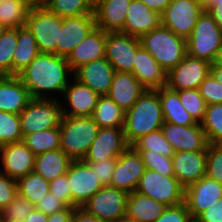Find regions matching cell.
Returning a JSON list of instances; mask_svg holds the SVG:
<instances>
[{
	"label": "cell",
	"mask_w": 222,
	"mask_h": 222,
	"mask_svg": "<svg viewBox=\"0 0 222 222\" xmlns=\"http://www.w3.org/2000/svg\"><path fill=\"white\" fill-rule=\"evenodd\" d=\"M69 75L73 77L74 72L66 57L39 53L17 76L28 89L31 98L55 99L54 95L48 96V94L59 92V95H63L65 88L71 82L68 80Z\"/></svg>",
	"instance_id": "obj_1"
},
{
	"label": "cell",
	"mask_w": 222,
	"mask_h": 222,
	"mask_svg": "<svg viewBox=\"0 0 222 222\" xmlns=\"http://www.w3.org/2000/svg\"><path fill=\"white\" fill-rule=\"evenodd\" d=\"M164 116L157 90H145L137 102L125 112L124 136L131 146L140 137L161 129Z\"/></svg>",
	"instance_id": "obj_2"
},
{
	"label": "cell",
	"mask_w": 222,
	"mask_h": 222,
	"mask_svg": "<svg viewBox=\"0 0 222 222\" xmlns=\"http://www.w3.org/2000/svg\"><path fill=\"white\" fill-rule=\"evenodd\" d=\"M99 126L92 116H63L59 125L60 149L72 160H84Z\"/></svg>",
	"instance_id": "obj_3"
},
{
	"label": "cell",
	"mask_w": 222,
	"mask_h": 222,
	"mask_svg": "<svg viewBox=\"0 0 222 222\" xmlns=\"http://www.w3.org/2000/svg\"><path fill=\"white\" fill-rule=\"evenodd\" d=\"M141 46L168 72L187 55V40L162 25L140 38Z\"/></svg>",
	"instance_id": "obj_4"
},
{
	"label": "cell",
	"mask_w": 222,
	"mask_h": 222,
	"mask_svg": "<svg viewBox=\"0 0 222 222\" xmlns=\"http://www.w3.org/2000/svg\"><path fill=\"white\" fill-rule=\"evenodd\" d=\"M222 45V28L204 10L187 39V54L214 63Z\"/></svg>",
	"instance_id": "obj_5"
},
{
	"label": "cell",
	"mask_w": 222,
	"mask_h": 222,
	"mask_svg": "<svg viewBox=\"0 0 222 222\" xmlns=\"http://www.w3.org/2000/svg\"><path fill=\"white\" fill-rule=\"evenodd\" d=\"M23 138L36 131L59 127L63 113L59 99H31L20 112Z\"/></svg>",
	"instance_id": "obj_6"
},
{
	"label": "cell",
	"mask_w": 222,
	"mask_h": 222,
	"mask_svg": "<svg viewBox=\"0 0 222 222\" xmlns=\"http://www.w3.org/2000/svg\"><path fill=\"white\" fill-rule=\"evenodd\" d=\"M36 39L40 53L55 54L59 42L62 18L45 6L31 8L25 25Z\"/></svg>",
	"instance_id": "obj_7"
},
{
	"label": "cell",
	"mask_w": 222,
	"mask_h": 222,
	"mask_svg": "<svg viewBox=\"0 0 222 222\" xmlns=\"http://www.w3.org/2000/svg\"><path fill=\"white\" fill-rule=\"evenodd\" d=\"M135 191L166 206H175L184 202V188L175 177H167L147 168L139 179Z\"/></svg>",
	"instance_id": "obj_8"
},
{
	"label": "cell",
	"mask_w": 222,
	"mask_h": 222,
	"mask_svg": "<svg viewBox=\"0 0 222 222\" xmlns=\"http://www.w3.org/2000/svg\"><path fill=\"white\" fill-rule=\"evenodd\" d=\"M204 10L196 0H172L161 14L162 26L187 40Z\"/></svg>",
	"instance_id": "obj_9"
},
{
	"label": "cell",
	"mask_w": 222,
	"mask_h": 222,
	"mask_svg": "<svg viewBox=\"0 0 222 222\" xmlns=\"http://www.w3.org/2000/svg\"><path fill=\"white\" fill-rule=\"evenodd\" d=\"M128 195L115 187L103 186L82 208L104 222H114L126 216Z\"/></svg>",
	"instance_id": "obj_10"
},
{
	"label": "cell",
	"mask_w": 222,
	"mask_h": 222,
	"mask_svg": "<svg viewBox=\"0 0 222 222\" xmlns=\"http://www.w3.org/2000/svg\"><path fill=\"white\" fill-rule=\"evenodd\" d=\"M211 63L188 54L176 67L167 72L166 87L173 91L199 89L210 74Z\"/></svg>",
	"instance_id": "obj_11"
},
{
	"label": "cell",
	"mask_w": 222,
	"mask_h": 222,
	"mask_svg": "<svg viewBox=\"0 0 222 222\" xmlns=\"http://www.w3.org/2000/svg\"><path fill=\"white\" fill-rule=\"evenodd\" d=\"M66 174L70 184L71 203L76 208H82L103 187L95 171L83 160L72 161Z\"/></svg>",
	"instance_id": "obj_12"
},
{
	"label": "cell",
	"mask_w": 222,
	"mask_h": 222,
	"mask_svg": "<svg viewBox=\"0 0 222 222\" xmlns=\"http://www.w3.org/2000/svg\"><path fill=\"white\" fill-rule=\"evenodd\" d=\"M140 46L137 37L121 32H106L105 58L115 71L132 73L135 53Z\"/></svg>",
	"instance_id": "obj_13"
},
{
	"label": "cell",
	"mask_w": 222,
	"mask_h": 222,
	"mask_svg": "<svg viewBox=\"0 0 222 222\" xmlns=\"http://www.w3.org/2000/svg\"><path fill=\"white\" fill-rule=\"evenodd\" d=\"M144 170L145 166L140 153L129 146L117 158L110 186L130 194L136 190Z\"/></svg>",
	"instance_id": "obj_14"
},
{
	"label": "cell",
	"mask_w": 222,
	"mask_h": 222,
	"mask_svg": "<svg viewBox=\"0 0 222 222\" xmlns=\"http://www.w3.org/2000/svg\"><path fill=\"white\" fill-rule=\"evenodd\" d=\"M220 198L222 183L206 176L184 189V203L193 221Z\"/></svg>",
	"instance_id": "obj_15"
},
{
	"label": "cell",
	"mask_w": 222,
	"mask_h": 222,
	"mask_svg": "<svg viewBox=\"0 0 222 222\" xmlns=\"http://www.w3.org/2000/svg\"><path fill=\"white\" fill-rule=\"evenodd\" d=\"M95 27V13L62 18L59 42L56 44V55L67 57Z\"/></svg>",
	"instance_id": "obj_16"
},
{
	"label": "cell",
	"mask_w": 222,
	"mask_h": 222,
	"mask_svg": "<svg viewBox=\"0 0 222 222\" xmlns=\"http://www.w3.org/2000/svg\"><path fill=\"white\" fill-rule=\"evenodd\" d=\"M35 158L23 141L0 146L1 172L15 180L34 171Z\"/></svg>",
	"instance_id": "obj_17"
},
{
	"label": "cell",
	"mask_w": 222,
	"mask_h": 222,
	"mask_svg": "<svg viewBox=\"0 0 222 222\" xmlns=\"http://www.w3.org/2000/svg\"><path fill=\"white\" fill-rule=\"evenodd\" d=\"M171 159L174 177L184 189L206 175L207 150L175 152Z\"/></svg>",
	"instance_id": "obj_18"
},
{
	"label": "cell",
	"mask_w": 222,
	"mask_h": 222,
	"mask_svg": "<svg viewBox=\"0 0 222 222\" xmlns=\"http://www.w3.org/2000/svg\"><path fill=\"white\" fill-rule=\"evenodd\" d=\"M71 82L67 85L64 90L63 97L68 107L62 104L63 116L71 117H83L92 116L94 113L95 106L97 104L98 98L100 97L96 92H94L87 85L82 84L74 76ZM71 84V85H70ZM69 108V109H67Z\"/></svg>",
	"instance_id": "obj_19"
},
{
	"label": "cell",
	"mask_w": 222,
	"mask_h": 222,
	"mask_svg": "<svg viewBox=\"0 0 222 222\" xmlns=\"http://www.w3.org/2000/svg\"><path fill=\"white\" fill-rule=\"evenodd\" d=\"M129 145L126 143L124 128H99L83 161H100L118 158Z\"/></svg>",
	"instance_id": "obj_20"
},
{
	"label": "cell",
	"mask_w": 222,
	"mask_h": 222,
	"mask_svg": "<svg viewBox=\"0 0 222 222\" xmlns=\"http://www.w3.org/2000/svg\"><path fill=\"white\" fill-rule=\"evenodd\" d=\"M161 130L175 152L200 151L208 148V142L200 123L180 126L164 122Z\"/></svg>",
	"instance_id": "obj_21"
},
{
	"label": "cell",
	"mask_w": 222,
	"mask_h": 222,
	"mask_svg": "<svg viewBox=\"0 0 222 222\" xmlns=\"http://www.w3.org/2000/svg\"><path fill=\"white\" fill-rule=\"evenodd\" d=\"M114 74V68L104 57L82 65L74 72V77L99 96H107Z\"/></svg>",
	"instance_id": "obj_22"
},
{
	"label": "cell",
	"mask_w": 222,
	"mask_h": 222,
	"mask_svg": "<svg viewBox=\"0 0 222 222\" xmlns=\"http://www.w3.org/2000/svg\"><path fill=\"white\" fill-rule=\"evenodd\" d=\"M161 14L149 9L142 1L132 0L121 33L140 38L160 27Z\"/></svg>",
	"instance_id": "obj_23"
},
{
	"label": "cell",
	"mask_w": 222,
	"mask_h": 222,
	"mask_svg": "<svg viewBox=\"0 0 222 222\" xmlns=\"http://www.w3.org/2000/svg\"><path fill=\"white\" fill-rule=\"evenodd\" d=\"M106 32L95 27L66 57L73 72L82 65L105 57Z\"/></svg>",
	"instance_id": "obj_24"
},
{
	"label": "cell",
	"mask_w": 222,
	"mask_h": 222,
	"mask_svg": "<svg viewBox=\"0 0 222 222\" xmlns=\"http://www.w3.org/2000/svg\"><path fill=\"white\" fill-rule=\"evenodd\" d=\"M132 74L146 90L166 87L167 72L142 46L136 50Z\"/></svg>",
	"instance_id": "obj_25"
},
{
	"label": "cell",
	"mask_w": 222,
	"mask_h": 222,
	"mask_svg": "<svg viewBox=\"0 0 222 222\" xmlns=\"http://www.w3.org/2000/svg\"><path fill=\"white\" fill-rule=\"evenodd\" d=\"M145 90L131 72L115 71L107 96L126 112L137 102Z\"/></svg>",
	"instance_id": "obj_26"
},
{
	"label": "cell",
	"mask_w": 222,
	"mask_h": 222,
	"mask_svg": "<svg viewBox=\"0 0 222 222\" xmlns=\"http://www.w3.org/2000/svg\"><path fill=\"white\" fill-rule=\"evenodd\" d=\"M31 99L18 76H0V111L19 115Z\"/></svg>",
	"instance_id": "obj_27"
},
{
	"label": "cell",
	"mask_w": 222,
	"mask_h": 222,
	"mask_svg": "<svg viewBox=\"0 0 222 222\" xmlns=\"http://www.w3.org/2000/svg\"><path fill=\"white\" fill-rule=\"evenodd\" d=\"M132 0H105L94 9L96 27L105 32H121Z\"/></svg>",
	"instance_id": "obj_28"
},
{
	"label": "cell",
	"mask_w": 222,
	"mask_h": 222,
	"mask_svg": "<svg viewBox=\"0 0 222 222\" xmlns=\"http://www.w3.org/2000/svg\"><path fill=\"white\" fill-rule=\"evenodd\" d=\"M167 207L164 203L134 191L128 195L126 216L136 222H154Z\"/></svg>",
	"instance_id": "obj_29"
},
{
	"label": "cell",
	"mask_w": 222,
	"mask_h": 222,
	"mask_svg": "<svg viewBox=\"0 0 222 222\" xmlns=\"http://www.w3.org/2000/svg\"><path fill=\"white\" fill-rule=\"evenodd\" d=\"M164 122H169L180 126H190L198 124L193 117L183 107L179 95L176 91L167 87L158 89Z\"/></svg>",
	"instance_id": "obj_30"
},
{
	"label": "cell",
	"mask_w": 222,
	"mask_h": 222,
	"mask_svg": "<svg viewBox=\"0 0 222 222\" xmlns=\"http://www.w3.org/2000/svg\"><path fill=\"white\" fill-rule=\"evenodd\" d=\"M72 160L59 148L36 155L34 172L51 182L66 174Z\"/></svg>",
	"instance_id": "obj_31"
},
{
	"label": "cell",
	"mask_w": 222,
	"mask_h": 222,
	"mask_svg": "<svg viewBox=\"0 0 222 222\" xmlns=\"http://www.w3.org/2000/svg\"><path fill=\"white\" fill-rule=\"evenodd\" d=\"M36 39L26 26L17 28V46L13 55V76H17L39 54Z\"/></svg>",
	"instance_id": "obj_32"
},
{
	"label": "cell",
	"mask_w": 222,
	"mask_h": 222,
	"mask_svg": "<svg viewBox=\"0 0 222 222\" xmlns=\"http://www.w3.org/2000/svg\"><path fill=\"white\" fill-rule=\"evenodd\" d=\"M92 118L100 128H124L125 111L108 96H100Z\"/></svg>",
	"instance_id": "obj_33"
},
{
	"label": "cell",
	"mask_w": 222,
	"mask_h": 222,
	"mask_svg": "<svg viewBox=\"0 0 222 222\" xmlns=\"http://www.w3.org/2000/svg\"><path fill=\"white\" fill-rule=\"evenodd\" d=\"M18 194L35 205L45 194L50 192V182L34 171L17 180Z\"/></svg>",
	"instance_id": "obj_34"
},
{
	"label": "cell",
	"mask_w": 222,
	"mask_h": 222,
	"mask_svg": "<svg viewBox=\"0 0 222 222\" xmlns=\"http://www.w3.org/2000/svg\"><path fill=\"white\" fill-rule=\"evenodd\" d=\"M26 146L35 154L39 155L47 151H53L60 148V130L59 127L47 130L36 131L23 138Z\"/></svg>",
	"instance_id": "obj_35"
},
{
	"label": "cell",
	"mask_w": 222,
	"mask_h": 222,
	"mask_svg": "<svg viewBox=\"0 0 222 222\" xmlns=\"http://www.w3.org/2000/svg\"><path fill=\"white\" fill-rule=\"evenodd\" d=\"M30 7L20 0H3L0 4V22L8 28L26 25Z\"/></svg>",
	"instance_id": "obj_36"
},
{
	"label": "cell",
	"mask_w": 222,
	"mask_h": 222,
	"mask_svg": "<svg viewBox=\"0 0 222 222\" xmlns=\"http://www.w3.org/2000/svg\"><path fill=\"white\" fill-rule=\"evenodd\" d=\"M200 124L208 144H222V103L208 104Z\"/></svg>",
	"instance_id": "obj_37"
},
{
	"label": "cell",
	"mask_w": 222,
	"mask_h": 222,
	"mask_svg": "<svg viewBox=\"0 0 222 222\" xmlns=\"http://www.w3.org/2000/svg\"><path fill=\"white\" fill-rule=\"evenodd\" d=\"M131 146L136 151H150V154H160L166 157H172L175 154L174 148L165 139L161 129L140 137Z\"/></svg>",
	"instance_id": "obj_38"
},
{
	"label": "cell",
	"mask_w": 222,
	"mask_h": 222,
	"mask_svg": "<svg viewBox=\"0 0 222 222\" xmlns=\"http://www.w3.org/2000/svg\"><path fill=\"white\" fill-rule=\"evenodd\" d=\"M44 6L61 18L94 14L87 0H46Z\"/></svg>",
	"instance_id": "obj_39"
},
{
	"label": "cell",
	"mask_w": 222,
	"mask_h": 222,
	"mask_svg": "<svg viewBox=\"0 0 222 222\" xmlns=\"http://www.w3.org/2000/svg\"><path fill=\"white\" fill-rule=\"evenodd\" d=\"M17 46V28H8L0 38V76H13V55Z\"/></svg>",
	"instance_id": "obj_40"
},
{
	"label": "cell",
	"mask_w": 222,
	"mask_h": 222,
	"mask_svg": "<svg viewBox=\"0 0 222 222\" xmlns=\"http://www.w3.org/2000/svg\"><path fill=\"white\" fill-rule=\"evenodd\" d=\"M20 141L23 136L19 115L0 111V146Z\"/></svg>",
	"instance_id": "obj_41"
},
{
	"label": "cell",
	"mask_w": 222,
	"mask_h": 222,
	"mask_svg": "<svg viewBox=\"0 0 222 222\" xmlns=\"http://www.w3.org/2000/svg\"><path fill=\"white\" fill-rule=\"evenodd\" d=\"M176 92L187 112L197 123H201L205 115L207 104L201 96L199 89L178 90Z\"/></svg>",
	"instance_id": "obj_42"
},
{
	"label": "cell",
	"mask_w": 222,
	"mask_h": 222,
	"mask_svg": "<svg viewBox=\"0 0 222 222\" xmlns=\"http://www.w3.org/2000/svg\"><path fill=\"white\" fill-rule=\"evenodd\" d=\"M35 209L27 199L19 194L7 205L0 215L4 222H23Z\"/></svg>",
	"instance_id": "obj_43"
},
{
	"label": "cell",
	"mask_w": 222,
	"mask_h": 222,
	"mask_svg": "<svg viewBox=\"0 0 222 222\" xmlns=\"http://www.w3.org/2000/svg\"><path fill=\"white\" fill-rule=\"evenodd\" d=\"M140 153L144 166L167 177H174L171 157L160 154H150V151H137Z\"/></svg>",
	"instance_id": "obj_44"
},
{
	"label": "cell",
	"mask_w": 222,
	"mask_h": 222,
	"mask_svg": "<svg viewBox=\"0 0 222 222\" xmlns=\"http://www.w3.org/2000/svg\"><path fill=\"white\" fill-rule=\"evenodd\" d=\"M205 176L222 183V144H208Z\"/></svg>",
	"instance_id": "obj_45"
},
{
	"label": "cell",
	"mask_w": 222,
	"mask_h": 222,
	"mask_svg": "<svg viewBox=\"0 0 222 222\" xmlns=\"http://www.w3.org/2000/svg\"><path fill=\"white\" fill-rule=\"evenodd\" d=\"M199 91L207 105L222 103V84L210 74L200 84Z\"/></svg>",
	"instance_id": "obj_46"
},
{
	"label": "cell",
	"mask_w": 222,
	"mask_h": 222,
	"mask_svg": "<svg viewBox=\"0 0 222 222\" xmlns=\"http://www.w3.org/2000/svg\"><path fill=\"white\" fill-rule=\"evenodd\" d=\"M117 158H111L100 161H84L93 171H95L97 178L101 181L103 186H110L113 173L116 167Z\"/></svg>",
	"instance_id": "obj_47"
},
{
	"label": "cell",
	"mask_w": 222,
	"mask_h": 222,
	"mask_svg": "<svg viewBox=\"0 0 222 222\" xmlns=\"http://www.w3.org/2000/svg\"><path fill=\"white\" fill-rule=\"evenodd\" d=\"M17 194V181L0 171V211L9 205Z\"/></svg>",
	"instance_id": "obj_48"
},
{
	"label": "cell",
	"mask_w": 222,
	"mask_h": 222,
	"mask_svg": "<svg viewBox=\"0 0 222 222\" xmlns=\"http://www.w3.org/2000/svg\"><path fill=\"white\" fill-rule=\"evenodd\" d=\"M154 222H193L185 203L168 206Z\"/></svg>",
	"instance_id": "obj_49"
},
{
	"label": "cell",
	"mask_w": 222,
	"mask_h": 222,
	"mask_svg": "<svg viewBox=\"0 0 222 222\" xmlns=\"http://www.w3.org/2000/svg\"><path fill=\"white\" fill-rule=\"evenodd\" d=\"M50 192L60 199L67 207H75L71 203V190L67 174L50 182Z\"/></svg>",
	"instance_id": "obj_50"
},
{
	"label": "cell",
	"mask_w": 222,
	"mask_h": 222,
	"mask_svg": "<svg viewBox=\"0 0 222 222\" xmlns=\"http://www.w3.org/2000/svg\"><path fill=\"white\" fill-rule=\"evenodd\" d=\"M35 209L46 215H51L65 209L67 206L51 192H48L35 205Z\"/></svg>",
	"instance_id": "obj_51"
},
{
	"label": "cell",
	"mask_w": 222,
	"mask_h": 222,
	"mask_svg": "<svg viewBox=\"0 0 222 222\" xmlns=\"http://www.w3.org/2000/svg\"><path fill=\"white\" fill-rule=\"evenodd\" d=\"M194 222H222V198L202 212Z\"/></svg>",
	"instance_id": "obj_52"
},
{
	"label": "cell",
	"mask_w": 222,
	"mask_h": 222,
	"mask_svg": "<svg viewBox=\"0 0 222 222\" xmlns=\"http://www.w3.org/2000/svg\"><path fill=\"white\" fill-rule=\"evenodd\" d=\"M205 11L213 18L217 25L222 28V1H212L205 7Z\"/></svg>",
	"instance_id": "obj_53"
},
{
	"label": "cell",
	"mask_w": 222,
	"mask_h": 222,
	"mask_svg": "<svg viewBox=\"0 0 222 222\" xmlns=\"http://www.w3.org/2000/svg\"><path fill=\"white\" fill-rule=\"evenodd\" d=\"M70 222H104L97 217L87 213L83 208H74Z\"/></svg>",
	"instance_id": "obj_54"
},
{
	"label": "cell",
	"mask_w": 222,
	"mask_h": 222,
	"mask_svg": "<svg viewBox=\"0 0 222 222\" xmlns=\"http://www.w3.org/2000/svg\"><path fill=\"white\" fill-rule=\"evenodd\" d=\"M76 207H66L65 209L48 215L47 222H70L72 212Z\"/></svg>",
	"instance_id": "obj_55"
},
{
	"label": "cell",
	"mask_w": 222,
	"mask_h": 222,
	"mask_svg": "<svg viewBox=\"0 0 222 222\" xmlns=\"http://www.w3.org/2000/svg\"><path fill=\"white\" fill-rule=\"evenodd\" d=\"M149 9H152L160 14L164 12L167 6L172 2V0H140Z\"/></svg>",
	"instance_id": "obj_56"
},
{
	"label": "cell",
	"mask_w": 222,
	"mask_h": 222,
	"mask_svg": "<svg viewBox=\"0 0 222 222\" xmlns=\"http://www.w3.org/2000/svg\"><path fill=\"white\" fill-rule=\"evenodd\" d=\"M48 215L34 209L32 213L23 222H47Z\"/></svg>",
	"instance_id": "obj_57"
},
{
	"label": "cell",
	"mask_w": 222,
	"mask_h": 222,
	"mask_svg": "<svg viewBox=\"0 0 222 222\" xmlns=\"http://www.w3.org/2000/svg\"><path fill=\"white\" fill-rule=\"evenodd\" d=\"M210 75L222 84V65L218 63H212L210 67Z\"/></svg>",
	"instance_id": "obj_58"
},
{
	"label": "cell",
	"mask_w": 222,
	"mask_h": 222,
	"mask_svg": "<svg viewBox=\"0 0 222 222\" xmlns=\"http://www.w3.org/2000/svg\"><path fill=\"white\" fill-rule=\"evenodd\" d=\"M26 3L30 8L43 7L46 0H20Z\"/></svg>",
	"instance_id": "obj_59"
},
{
	"label": "cell",
	"mask_w": 222,
	"mask_h": 222,
	"mask_svg": "<svg viewBox=\"0 0 222 222\" xmlns=\"http://www.w3.org/2000/svg\"><path fill=\"white\" fill-rule=\"evenodd\" d=\"M93 9H96L105 0H87Z\"/></svg>",
	"instance_id": "obj_60"
},
{
	"label": "cell",
	"mask_w": 222,
	"mask_h": 222,
	"mask_svg": "<svg viewBox=\"0 0 222 222\" xmlns=\"http://www.w3.org/2000/svg\"><path fill=\"white\" fill-rule=\"evenodd\" d=\"M214 63H218V64L222 65V45L219 48V51H218V54H217V57H216Z\"/></svg>",
	"instance_id": "obj_61"
},
{
	"label": "cell",
	"mask_w": 222,
	"mask_h": 222,
	"mask_svg": "<svg viewBox=\"0 0 222 222\" xmlns=\"http://www.w3.org/2000/svg\"><path fill=\"white\" fill-rule=\"evenodd\" d=\"M114 222H136L134 219H131L127 216L119 218L117 221Z\"/></svg>",
	"instance_id": "obj_62"
},
{
	"label": "cell",
	"mask_w": 222,
	"mask_h": 222,
	"mask_svg": "<svg viewBox=\"0 0 222 222\" xmlns=\"http://www.w3.org/2000/svg\"><path fill=\"white\" fill-rule=\"evenodd\" d=\"M198 3L202 4L204 6V8L209 5L212 1H216V0H196Z\"/></svg>",
	"instance_id": "obj_63"
},
{
	"label": "cell",
	"mask_w": 222,
	"mask_h": 222,
	"mask_svg": "<svg viewBox=\"0 0 222 222\" xmlns=\"http://www.w3.org/2000/svg\"><path fill=\"white\" fill-rule=\"evenodd\" d=\"M8 27L0 22V38L6 32Z\"/></svg>",
	"instance_id": "obj_64"
},
{
	"label": "cell",
	"mask_w": 222,
	"mask_h": 222,
	"mask_svg": "<svg viewBox=\"0 0 222 222\" xmlns=\"http://www.w3.org/2000/svg\"><path fill=\"white\" fill-rule=\"evenodd\" d=\"M0 222H4L3 219H2V217H1V215H0Z\"/></svg>",
	"instance_id": "obj_65"
}]
</instances>
